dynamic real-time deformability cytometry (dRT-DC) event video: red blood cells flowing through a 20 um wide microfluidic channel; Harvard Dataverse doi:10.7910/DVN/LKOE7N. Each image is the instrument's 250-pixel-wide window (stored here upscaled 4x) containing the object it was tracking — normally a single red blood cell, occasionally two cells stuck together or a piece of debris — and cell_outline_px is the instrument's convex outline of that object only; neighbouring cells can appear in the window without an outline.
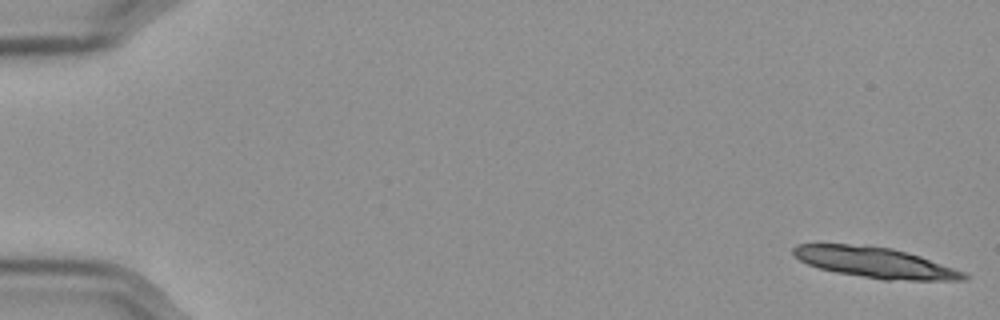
{"species": "Egyptian fruit bat (a non-hibernating species)", "species_latin": "Rousettus aegyptiacus", "temperature_condition": "cold", "stored_images_in_passage": 18, "camera_frame_rate_fps": 3000, "um_per_image_px": 0.085, "frame": {"image": 1, "passage_image": 1, "time_ms": 0.0, "image_size_px": [1000, 320], "cell_outline_px": [[968, 276], [964, 280], [884, 280], [836, 272], [820, 268], [808, 264], [800, 260], [792, 252], [792, 248], [796, 244], [848, 244], [892, 248], [920, 256], [964, 272]], "centroid_in_image_um": [74.36, 22.31], "position_along_channel_um": 10.6, "area_um2": 30.0}}